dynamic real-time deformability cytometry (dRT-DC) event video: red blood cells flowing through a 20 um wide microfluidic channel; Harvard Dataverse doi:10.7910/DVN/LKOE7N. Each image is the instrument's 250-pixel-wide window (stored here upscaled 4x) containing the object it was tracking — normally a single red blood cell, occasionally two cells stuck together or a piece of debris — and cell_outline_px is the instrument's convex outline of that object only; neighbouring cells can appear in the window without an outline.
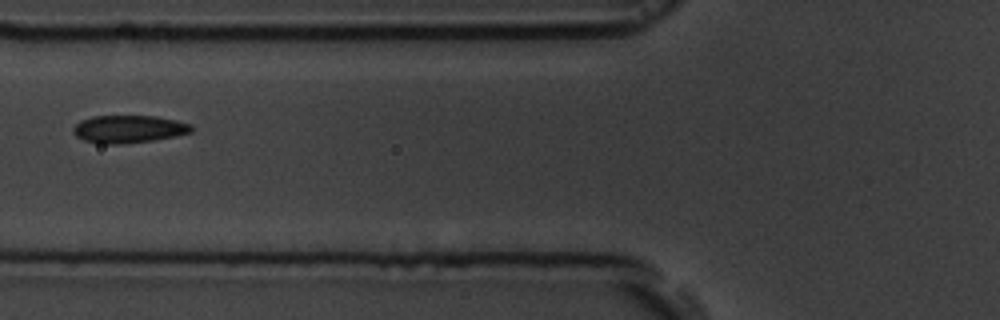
{"species": "common noctule bat (a hibernating species)", "species_latin": "Nyctalus noctula", "temperature_condition": "room temperature", "stored_images_in_passage": 7, "camera_frame_rate_fps": 3000, "um_per_image_px": 0.085, "animal": {"sex": "male", "body_mass_g": 19.5, "forearm_length_mm": 54.6}, "frame": {"image": 1, "passage_image": 7, "time_ms": 7.667, "image_size_px": [1000, 320], "cell_outline_px": [[192, 132], [176, 136], [152, 140], [120, 144], [100, 144], [84, 140], [76, 136], [72, 132], [72, 128], [80, 120], [92, 116], [156, 116], [176, 120], [192, 124]], "centroid_in_image_um": [10.92, 10.97], "position_along_channel_um": 114.9, "area_um2": 19.13}}